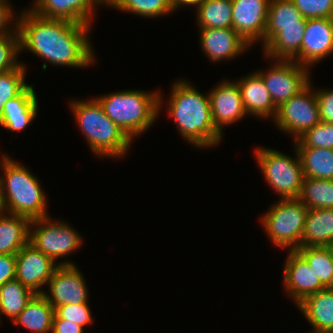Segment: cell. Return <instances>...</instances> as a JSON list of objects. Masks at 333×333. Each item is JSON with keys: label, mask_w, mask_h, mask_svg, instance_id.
<instances>
[{"label": "cell", "mask_w": 333, "mask_h": 333, "mask_svg": "<svg viewBox=\"0 0 333 333\" xmlns=\"http://www.w3.org/2000/svg\"><path fill=\"white\" fill-rule=\"evenodd\" d=\"M18 14L20 52L29 51L53 66L90 67L95 63L94 47L90 42L92 26L64 19L37 16L28 8Z\"/></svg>", "instance_id": "1"}, {"label": "cell", "mask_w": 333, "mask_h": 333, "mask_svg": "<svg viewBox=\"0 0 333 333\" xmlns=\"http://www.w3.org/2000/svg\"><path fill=\"white\" fill-rule=\"evenodd\" d=\"M170 94L167 115L182 138L198 149L218 146L223 135L213 123L209 95L182 79L173 83Z\"/></svg>", "instance_id": "2"}, {"label": "cell", "mask_w": 333, "mask_h": 333, "mask_svg": "<svg viewBox=\"0 0 333 333\" xmlns=\"http://www.w3.org/2000/svg\"><path fill=\"white\" fill-rule=\"evenodd\" d=\"M0 210L29 218L48 217L47 198L40 181L6 153L1 156Z\"/></svg>", "instance_id": "3"}, {"label": "cell", "mask_w": 333, "mask_h": 333, "mask_svg": "<svg viewBox=\"0 0 333 333\" xmlns=\"http://www.w3.org/2000/svg\"><path fill=\"white\" fill-rule=\"evenodd\" d=\"M69 104L75 121L95 156L120 159L129 152L133 140L105 114L96 97L85 101L74 99Z\"/></svg>", "instance_id": "4"}, {"label": "cell", "mask_w": 333, "mask_h": 333, "mask_svg": "<svg viewBox=\"0 0 333 333\" xmlns=\"http://www.w3.org/2000/svg\"><path fill=\"white\" fill-rule=\"evenodd\" d=\"M163 95L158 91L121 90L96 96L105 114L132 140L158 118Z\"/></svg>", "instance_id": "5"}, {"label": "cell", "mask_w": 333, "mask_h": 333, "mask_svg": "<svg viewBox=\"0 0 333 333\" xmlns=\"http://www.w3.org/2000/svg\"><path fill=\"white\" fill-rule=\"evenodd\" d=\"M307 214L308 208L298 198L279 199L259 219L273 245L296 250L301 247Z\"/></svg>", "instance_id": "6"}, {"label": "cell", "mask_w": 333, "mask_h": 333, "mask_svg": "<svg viewBox=\"0 0 333 333\" xmlns=\"http://www.w3.org/2000/svg\"><path fill=\"white\" fill-rule=\"evenodd\" d=\"M296 158L281 151L258 147L254 153L267 184L280 195L279 199H297L302 191L304 174L297 149Z\"/></svg>", "instance_id": "7"}, {"label": "cell", "mask_w": 333, "mask_h": 333, "mask_svg": "<svg viewBox=\"0 0 333 333\" xmlns=\"http://www.w3.org/2000/svg\"><path fill=\"white\" fill-rule=\"evenodd\" d=\"M29 242L56 263L78 250L83 237L70 224L48 216L31 220Z\"/></svg>", "instance_id": "8"}, {"label": "cell", "mask_w": 333, "mask_h": 333, "mask_svg": "<svg viewBox=\"0 0 333 333\" xmlns=\"http://www.w3.org/2000/svg\"><path fill=\"white\" fill-rule=\"evenodd\" d=\"M312 86L311 79L302 91L277 107L273 119L279 131L291 134L294 141L321 122L316 89Z\"/></svg>", "instance_id": "9"}, {"label": "cell", "mask_w": 333, "mask_h": 333, "mask_svg": "<svg viewBox=\"0 0 333 333\" xmlns=\"http://www.w3.org/2000/svg\"><path fill=\"white\" fill-rule=\"evenodd\" d=\"M268 70H258L276 107L298 94L310 83V69L294 60H274ZM275 61V62H274Z\"/></svg>", "instance_id": "10"}, {"label": "cell", "mask_w": 333, "mask_h": 333, "mask_svg": "<svg viewBox=\"0 0 333 333\" xmlns=\"http://www.w3.org/2000/svg\"><path fill=\"white\" fill-rule=\"evenodd\" d=\"M16 277L36 294L44 292L55 269L59 265H75L72 261L55 263L50 257L28 242L16 255Z\"/></svg>", "instance_id": "11"}, {"label": "cell", "mask_w": 333, "mask_h": 333, "mask_svg": "<svg viewBox=\"0 0 333 333\" xmlns=\"http://www.w3.org/2000/svg\"><path fill=\"white\" fill-rule=\"evenodd\" d=\"M76 265H59L42 295L56 309L61 305L89 302L87 283Z\"/></svg>", "instance_id": "12"}, {"label": "cell", "mask_w": 333, "mask_h": 333, "mask_svg": "<svg viewBox=\"0 0 333 333\" xmlns=\"http://www.w3.org/2000/svg\"><path fill=\"white\" fill-rule=\"evenodd\" d=\"M231 1L232 29L250 46L261 41L264 47V32L270 0Z\"/></svg>", "instance_id": "13"}, {"label": "cell", "mask_w": 333, "mask_h": 333, "mask_svg": "<svg viewBox=\"0 0 333 333\" xmlns=\"http://www.w3.org/2000/svg\"><path fill=\"white\" fill-rule=\"evenodd\" d=\"M283 270V287L287 297L297 305L305 297L315 294L326 287L307 261L296 251L288 250Z\"/></svg>", "instance_id": "14"}, {"label": "cell", "mask_w": 333, "mask_h": 333, "mask_svg": "<svg viewBox=\"0 0 333 333\" xmlns=\"http://www.w3.org/2000/svg\"><path fill=\"white\" fill-rule=\"evenodd\" d=\"M208 95L213 123L222 135L225 126L239 122L247 115L236 80H223Z\"/></svg>", "instance_id": "15"}, {"label": "cell", "mask_w": 333, "mask_h": 333, "mask_svg": "<svg viewBox=\"0 0 333 333\" xmlns=\"http://www.w3.org/2000/svg\"><path fill=\"white\" fill-rule=\"evenodd\" d=\"M333 54V19H307L300 49V65H311Z\"/></svg>", "instance_id": "16"}, {"label": "cell", "mask_w": 333, "mask_h": 333, "mask_svg": "<svg viewBox=\"0 0 333 333\" xmlns=\"http://www.w3.org/2000/svg\"><path fill=\"white\" fill-rule=\"evenodd\" d=\"M100 0H35L28 9L47 19H64L92 26L94 13Z\"/></svg>", "instance_id": "17"}, {"label": "cell", "mask_w": 333, "mask_h": 333, "mask_svg": "<svg viewBox=\"0 0 333 333\" xmlns=\"http://www.w3.org/2000/svg\"><path fill=\"white\" fill-rule=\"evenodd\" d=\"M200 32V47L212 63L232 60L251 46L232 28H204Z\"/></svg>", "instance_id": "18"}, {"label": "cell", "mask_w": 333, "mask_h": 333, "mask_svg": "<svg viewBox=\"0 0 333 333\" xmlns=\"http://www.w3.org/2000/svg\"><path fill=\"white\" fill-rule=\"evenodd\" d=\"M39 102L33 85H28L18 96L8 100L0 115V127L13 132L25 130L37 117Z\"/></svg>", "instance_id": "19"}, {"label": "cell", "mask_w": 333, "mask_h": 333, "mask_svg": "<svg viewBox=\"0 0 333 333\" xmlns=\"http://www.w3.org/2000/svg\"><path fill=\"white\" fill-rule=\"evenodd\" d=\"M243 107L246 114L257 118H275L277 107L272 101L262 78L251 72L247 76L238 79Z\"/></svg>", "instance_id": "20"}, {"label": "cell", "mask_w": 333, "mask_h": 333, "mask_svg": "<svg viewBox=\"0 0 333 333\" xmlns=\"http://www.w3.org/2000/svg\"><path fill=\"white\" fill-rule=\"evenodd\" d=\"M313 327L308 333H331L333 331V291L325 288L305 297L297 304Z\"/></svg>", "instance_id": "21"}, {"label": "cell", "mask_w": 333, "mask_h": 333, "mask_svg": "<svg viewBox=\"0 0 333 333\" xmlns=\"http://www.w3.org/2000/svg\"><path fill=\"white\" fill-rule=\"evenodd\" d=\"M333 247V208L308 209L301 247Z\"/></svg>", "instance_id": "22"}, {"label": "cell", "mask_w": 333, "mask_h": 333, "mask_svg": "<svg viewBox=\"0 0 333 333\" xmlns=\"http://www.w3.org/2000/svg\"><path fill=\"white\" fill-rule=\"evenodd\" d=\"M30 222L27 217L0 210V254L16 255L29 242Z\"/></svg>", "instance_id": "23"}, {"label": "cell", "mask_w": 333, "mask_h": 333, "mask_svg": "<svg viewBox=\"0 0 333 333\" xmlns=\"http://www.w3.org/2000/svg\"><path fill=\"white\" fill-rule=\"evenodd\" d=\"M305 26L282 27L264 47L263 55L274 60H294L300 64Z\"/></svg>", "instance_id": "24"}, {"label": "cell", "mask_w": 333, "mask_h": 333, "mask_svg": "<svg viewBox=\"0 0 333 333\" xmlns=\"http://www.w3.org/2000/svg\"><path fill=\"white\" fill-rule=\"evenodd\" d=\"M55 309L42 294H35L15 319L14 325H22L31 333H51Z\"/></svg>", "instance_id": "25"}, {"label": "cell", "mask_w": 333, "mask_h": 333, "mask_svg": "<svg viewBox=\"0 0 333 333\" xmlns=\"http://www.w3.org/2000/svg\"><path fill=\"white\" fill-rule=\"evenodd\" d=\"M306 23L307 19L291 0H270L264 32V46L282 30V27L306 26Z\"/></svg>", "instance_id": "26"}, {"label": "cell", "mask_w": 333, "mask_h": 333, "mask_svg": "<svg viewBox=\"0 0 333 333\" xmlns=\"http://www.w3.org/2000/svg\"><path fill=\"white\" fill-rule=\"evenodd\" d=\"M295 148L300 157L304 178L333 180V149Z\"/></svg>", "instance_id": "27"}, {"label": "cell", "mask_w": 333, "mask_h": 333, "mask_svg": "<svg viewBox=\"0 0 333 333\" xmlns=\"http://www.w3.org/2000/svg\"><path fill=\"white\" fill-rule=\"evenodd\" d=\"M195 11L199 29L232 28L231 0H204Z\"/></svg>", "instance_id": "28"}, {"label": "cell", "mask_w": 333, "mask_h": 333, "mask_svg": "<svg viewBox=\"0 0 333 333\" xmlns=\"http://www.w3.org/2000/svg\"><path fill=\"white\" fill-rule=\"evenodd\" d=\"M35 294L16 279L6 282L0 287V318L3 314L14 322Z\"/></svg>", "instance_id": "29"}, {"label": "cell", "mask_w": 333, "mask_h": 333, "mask_svg": "<svg viewBox=\"0 0 333 333\" xmlns=\"http://www.w3.org/2000/svg\"><path fill=\"white\" fill-rule=\"evenodd\" d=\"M298 199L308 209L333 208V180L304 178Z\"/></svg>", "instance_id": "30"}, {"label": "cell", "mask_w": 333, "mask_h": 333, "mask_svg": "<svg viewBox=\"0 0 333 333\" xmlns=\"http://www.w3.org/2000/svg\"><path fill=\"white\" fill-rule=\"evenodd\" d=\"M296 251L314 269L321 283L328 288L333 279V247H300Z\"/></svg>", "instance_id": "31"}, {"label": "cell", "mask_w": 333, "mask_h": 333, "mask_svg": "<svg viewBox=\"0 0 333 333\" xmlns=\"http://www.w3.org/2000/svg\"><path fill=\"white\" fill-rule=\"evenodd\" d=\"M107 7L146 18H158L174 13L170 0H113Z\"/></svg>", "instance_id": "32"}, {"label": "cell", "mask_w": 333, "mask_h": 333, "mask_svg": "<svg viewBox=\"0 0 333 333\" xmlns=\"http://www.w3.org/2000/svg\"><path fill=\"white\" fill-rule=\"evenodd\" d=\"M26 67L21 62L18 67L0 73V115L5 103L18 96L29 85L25 82Z\"/></svg>", "instance_id": "33"}, {"label": "cell", "mask_w": 333, "mask_h": 333, "mask_svg": "<svg viewBox=\"0 0 333 333\" xmlns=\"http://www.w3.org/2000/svg\"><path fill=\"white\" fill-rule=\"evenodd\" d=\"M295 147L333 149V124L320 122L294 141Z\"/></svg>", "instance_id": "34"}, {"label": "cell", "mask_w": 333, "mask_h": 333, "mask_svg": "<svg viewBox=\"0 0 333 333\" xmlns=\"http://www.w3.org/2000/svg\"><path fill=\"white\" fill-rule=\"evenodd\" d=\"M20 38L18 30L0 36V73L18 67L20 54Z\"/></svg>", "instance_id": "35"}, {"label": "cell", "mask_w": 333, "mask_h": 333, "mask_svg": "<svg viewBox=\"0 0 333 333\" xmlns=\"http://www.w3.org/2000/svg\"><path fill=\"white\" fill-rule=\"evenodd\" d=\"M89 303L61 305L55 309L53 319H65L82 327H88L94 321Z\"/></svg>", "instance_id": "36"}, {"label": "cell", "mask_w": 333, "mask_h": 333, "mask_svg": "<svg viewBox=\"0 0 333 333\" xmlns=\"http://www.w3.org/2000/svg\"><path fill=\"white\" fill-rule=\"evenodd\" d=\"M305 19L332 18L333 0H291Z\"/></svg>", "instance_id": "37"}, {"label": "cell", "mask_w": 333, "mask_h": 333, "mask_svg": "<svg viewBox=\"0 0 333 333\" xmlns=\"http://www.w3.org/2000/svg\"><path fill=\"white\" fill-rule=\"evenodd\" d=\"M10 3L9 0H0V36L17 31L18 15L13 12Z\"/></svg>", "instance_id": "38"}, {"label": "cell", "mask_w": 333, "mask_h": 333, "mask_svg": "<svg viewBox=\"0 0 333 333\" xmlns=\"http://www.w3.org/2000/svg\"><path fill=\"white\" fill-rule=\"evenodd\" d=\"M319 105L320 119L322 122L333 124V89H317L315 91Z\"/></svg>", "instance_id": "39"}, {"label": "cell", "mask_w": 333, "mask_h": 333, "mask_svg": "<svg viewBox=\"0 0 333 333\" xmlns=\"http://www.w3.org/2000/svg\"><path fill=\"white\" fill-rule=\"evenodd\" d=\"M16 277V257L11 254H0V287Z\"/></svg>", "instance_id": "40"}, {"label": "cell", "mask_w": 333, "mask_h": 333, "mask_svg": "<svg viewBox=\"0 0 333 333\" xmlns=\"http://www.w3.org/2000/svg\"><path fill=\"white\" fill-rule=\"evenodd\" d=\"M51 333H84V327L65 319H53Z\"/></svg>", "instance_id": "41"}, {"label": "cell", "mask_w": 333, "mask_h": 333, "mask_svg": "<svg viewBox=\"0 0 333 333\" xmlns=\"http://www.w3.org/2000/svg\"><path fill=\"white\" fill-rule=\"evenodd\" d=\"M204 0H170L173 11H177L180 7L184 8L185 6H195V9L203 2Z\"/></svg>", "instance_id": "42"}, {"label": "cell", "mask_w": 333, "mask_h": 333, "mask_svg": "<svg viewBox=\"0 0 333 333\" xmlns=\"http://www.w3.org/2000/svg\"><path fill=\"white\" fill-rule=\"evenodd\" d=\"M103 6L109 5L113 0H100Z\"/></svg>", "instance_id": "43"}, {"label": "cell", "mask_w": 333, "mask_h": 333, "mask_svg": "<svg viewBox=\"0 0 333 333\" xmlns=\"http://www.w3.org/2000/svg\"><path fill=\"white\" fill-rule=\"evenodd\" d=\"M328 289L332 290L333 291V279H332V282L330 283Z\"/></svg>", "instance_id": "44"}]
</instances>
